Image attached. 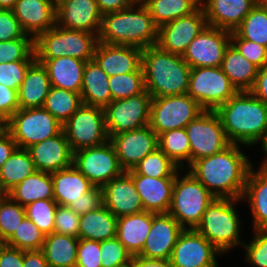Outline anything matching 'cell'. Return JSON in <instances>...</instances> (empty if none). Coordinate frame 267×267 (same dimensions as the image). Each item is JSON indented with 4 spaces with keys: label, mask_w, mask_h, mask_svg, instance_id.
<instances>
[{
    "label": "cell",
    "mask_w": 267,
    "mask_h": 267,
    "mask_svg": "<svg viewBox=\"0 0 267 267\" xmlns=\"http://www.w3.org/2000/svg\"><path fill=\"white\" fill-rule=\"evenodd\" d=\"M240 146L230 144L217 154L194 161L187 170L215 198L241 199L247 175L254 164Z\"/></svg>",
    "instance_id": "cell-1"
},
{
    "label": "cell",
    "mask_w": 267,
    "mask_h": 267,
    "mask_svg": "<svg viewBox=\"0 0 267 267\" xmlns=\"http://www.w3.org/2000/svg\"><path fill=\"white\" fill-rule=\"evenodd\" d=\"M215 111L230 144L262 148L267 142V105L250 91H238Z\"/></svg>",
    "instance_id": "cell-2"
},
{
    "label": "cell",
    "mask_w": 267,
    "mask_h": 267,
    "mask_svg": "<svg viewBox=\"0 0 267 267\" xmlns=\"http://www.w3.org/2000/svg\"><path fill=\"white\" fill-rule=\"evenodd\" d=\"M157 40L158 27L141 0L120 11L103 14L98 42L145 49L157 45Z\"/></svg>",
    "instance_id": "cell-3"
},
{
    "label": "cell",
    "mask_w": 267,
    "mask_h": 267,
    "mask_svg": "<svg viewBox=\"0 0 267 267\" xmlns=\"http://www.w3.org/2000/svg\"><path fill=\"white\" fill-rule=\"evenodd\" d=\"M141 67L145 89L152 97L187 94L191 67L181 55L152 45L143 49Z\"/></svg>",
    "instance_id": "cell-4"
},
{
    "label": "cell",
    "mask_w": 267,
    "mask_h": 267,
    "mask_svg": "<svg viewBox=\"0 0 267 267\" xmlns=\"http://www.w3.org/2000/svg\"><path fill=\"white\" fill-rule=\"evenodd\" d=\"M239 202L242 199L215 198L195 228L223 254L244 243L240 235L242 221L235 206Z\"/></svg>",
    "instance_id": "cell-5"
},
{
    "label": "cell",
    "mask_w": 267,
    "mask_h": 267,
    "mask_svg": "<svg viewBox=\"0 0 267 267\" xmlns=\"http://www.w3.org/2000/svg\"><path fill=\"white\" fill-rule=\"evenodd\" d=\"M98 37L82 30L65 29L57 24L34 39L36 60L72 57L83 61L93 60Z\"/></svg>",
    "instance_id": "cell-6"
},
{
    "label": "cell",
    "mask_w": 267,
    "mask_h": 267,
    "mask_svg": "<svg viewBox=\"0 0 267 267\" xmlns=\"http://www.w3.org/2000/svg\"><path fill=\"white\" fill-rule=\"evenodd\" d=\"M182 170L184 176L180 175ZM184 170L176 174L168 213L184 229H195L215 197L191 172Z\"/></svg>",
    "instance_id": "cell-7"
},
{
    "label": "cell",
    "mask_w": 267,
    "mask_h": 267,
    "mask_svg": "<svg viewBox=\"0 0 267 267\" xmlns=\"http://www.w3.org/2000/svg\"><path fill=\"white\" fill-rule=\"evenodd\" d=\"M62 126L43 107L19 109L7 120V131L23 149L58 135Z\"/></svg>",
    "instance_id": "cell-8"
},
{
    "label": "cell",
    "mask_w": 267,
    "mask_h": 267,
    "mask_svg": "<svg viewBox=\"0 0 267 267\" xmlns=\"http://www.w3.org/2000/svg\"><path fill=\"white\" fill-rule=\"evenodd\" d=\"M62 130L72 152L95 147L109 140L105 125L104 108L82 104L63 124Z\"/></svg>",
    "instance_id": "cell-9"
},
{
    "label": "cell",
    "mask_w": 267,
    "mask_h": 267,
    "mask_svg": "<svg viewBox=\"0 0 267 267\" xmlns=\"http://www.w3.org/2000/svg\"><path fill=\"white\" fill-rule=\"evenodd\" d=\"M203 111L189 94L153 97L149 126L159 136L169 130L185 128Z\"/></svg>",
    "instance_id": "cell-10"
},
{
    "label": "cell",
    "mask_w": 267,
    "mask_h": 267,
    "mask_svg": "<svg viewBox=\"0 0 267 267\" xmlns=\"http://www.w3.org/2000/svg\"><path fill=\"white\" fill-rule=\"evenodd\" d=\"M237 92L221 67L191 68L187 94L204 110H216Z\"/></svg>",
    "instance_id": "cell-11"
},
{
    "label": "cell",
    "mask_w": 267,
    "mask_h": 267,
    "mask_svg": "<svg viewBox=\"0 0 267 267\" xmlns=\"http://www.w3.org/2000/svg\"><path fill=\"white\" fill-rule=\"evenodd\" d=\"M185 129L190 141V165L200 158L217 154L230 145L215 110H204Z\"/></svg>",
    "instance_id": "cell-12"
},
{
    "label": "cell",
    "mask_w": 267,
    "mask_h": 267,
    "mask_svg": "<svg viewBox=\"0 0 267 267\" xmlns=\"http://www.w3.org/2000/svg\"><path fill=\"white\" fill-rule=\"evenodd\" d=\"M152 96L145 90L126 99L113 100L104 108L109 139L118 133L149 125Z\"/></svg>",
    "instance_id": "cell-13"
},
{
    "label": "cell",
    "mask_w": 267,
    "mask_h": 267,
    "mask_svg": "<svg viewBox=\"0 0 267 267\" xmlns=\"http://www.w3.org/2000/svg\"><path fill=\"white\" fill-rule=\"evenodd\" d=\"M73 165L94 186L100 188L125 172L110 140L99 146L75 151Z\"/></svg>",
    "instance_id": "cell-14"
},
{
    "label": "cell",
    "mask_w": 267,
    "mask_h": 267,
    "mask_svg": "<svg viewBox=\"0 0 267 267\" xmlns=\"http://www.w3.org/2000/svg\"><path fill=\"white\" fill-rule=\"evenodd\" d=\"M231 32L207 25L189 44L183 59L191 68L221 67Z\"/></svg>",
    "instance_id": "cell-15"
},
{
    "label": "cell",
    "mask_w": 267,
    "mask_h": 267,
    "mask_svg": "<svg viewBox=\"0 0 267 267\" xmlns=\"http://www.w3.org/2000/svg\"><path fill=\"white\" fill-rule=\"evenodd\" d=\"M224 255L195 229H184L173 248L172 267H213L217 256Z\"/></svg>",
    "instance_id": "cell-16"
},
{
    "label": "cell",
    "mask_w": 267,
    "mask_h": 267,
    "mask_svg": "<svg viewBox=\"0 0 267 267\" xmlns=\"http://www.w3.org/2000/svg\"><path fill=\"white\" fill-rule=\"evenodd\" d=\"M207 26L202 6L158 28L157 45L172 54L183 56L192 40Z\"/></svg>",
    "instance_id": "cell-17"
},
{
    "label": "cell",
    "mask_w": 267,
    "mask_h": 267,
    "mask_svg": "<svg viewBox=\"0 0 267 267\" xmlns=\"http://www.w3.org/2000/svg\"><path fill=\"white\" fill-rule=\"evenodd\" d=\"M109 140L112 142L119 163L125 171L133 169L146 155L158 148V135L149 125L118 133Z\"/></svg>",
    "instance_id": "cell-18"
},
{
    "label": "cell",
    "mask_w": 267,
    "mask_h": 267,
    "mask_svg": "<svg viewBox=\"0 0 267 267\" xmlns=\"http://www.w3.org/2000/svg\"><path fill=\"white\" fill-rule=\"evenodd\" d=\"M184 228L169 213H153L144 247L138 255L146 259L170 260L179 234Z\"/></svg>",
    "instance_id": "cell-19"
},
{
    "label": "cell",
    "mask_w": 267,
    "mask_h": 267,
    "mask_svg": "<svg viewBox=\"0 0 267 267\" xmlns=\"http://www.w3.org/2000/svg\"><path fill=\"white\" fill-rule=\"evenodd\" d=\"M55 12L58 26L99 36L103 14L96 0H65L56 6Z\"/></svg>",
    "instance_id": "cell-20"
},
{
    "label": "cell",
    "mask_w": 267,
    "mask_h": 267,
    "mask_svg": "<svg viewBox=\"0 0 267 267\" xmlns=\"http://www.w3.org/2000/svg\"><path fill=\"white\" fill-rule=\"evenodd\" d=\"M27 150L37 171L51 174L73 165V152L63 130Z\"/></svg>",
    "instance_id": "cell-21"
},
{
    "label": "cell",
    "mask_w": 267,
    "mask_h": 267,
    "mask_svg": "<svg viewBox=\"0 0 267 267\" xmlns=\"http://www.w3.org/2000/svg\"><path fill=\"white\" fill-rule=\"evenodd\" d=\"M104 206L117 218L144 211L132 177L125 171L102 187Z\"/></svg>",
    "instance_id": "cell-22"
},
{
    "label": "cell",
    "mask_w": 267,
    "mask_h": 267,
    "mask_svg": "<svg viewBox=\"0 0 267 267\" xmlns=\"http://www.w3.org/2000/svg\"><path fill=\"white\" fill-rule=\"evenodd\" d=\"M142 51L143 49L135 46L98 42L93 60L110 77L138 71L142 66Z\"/></svg>",
    "instance_id": "cell-23"
},
{
    "label": "cell",
    "mask_w": 267,
    "mask_h": 267,
    "mask_svg": "<svg viewBox=\"0 0 267 267\" xmlns=\"http://www.w3.org/2000/svg\"><path fill=\"white\" fill-rule=\"evenodd\" d=\"M126 172L134 181L144 211L168 213L176 177L153 178L136 174L132 169Z\"/></svg>",
    "instance_id": "cell-24"
},
{
    "label": "cell",
    "mask_w": 267,
    "mask_h": 267,
    "mask_svg": "<svg viewBox=\"0 0 267 267\" xmlns=\"http://www.w3.org/2000/svg\"><path fill=\"white\" fill-rule=\"evenodd\" d=\"M258 0H201L207 25L234 32Z\"/></svg>",
    "instance_id": "cell-25"
},
{
    "label": "cell",
    "mask_w": 267,
    "mask_h": 267,
    "mask_svg": "<svg viewBox=\"0 0 267 267\" xmlns=\"http://www.w3.org/2000/svg\"><path fill=\"white\" fill-rule=\"evenodd\" d=\"M55 10L51 0H17L13 8L23 31L34 39L56 25Z\"/></svg>",
    "instance_id": "cell-26"
},
{
    "label": "cell",
    "mask_w": 267,
    "mask_h": 267,
    "mask_svg": "<svg viewBox=\"0 0 267 267\" xmlns=\"http://www.w3.org/2000/svg\"><path fill=\"white\" fill-rule=\"evenodd\" d=\"M255 164L247 175L242 201L248 202L252 215V229H267V169Z\"/></svg>",
    "instance_id": "cell-27"
},
{
    "label": "cell",
    "mask_w": 267,
    "mask_h": 267,
    "mask_svg": "<svg viewBox=\"0 0 267 267\" xmlns=\"http://www.w3.org/2000/svg\"><path fill=\"white\" fill-rule=\"evenodd\" d=\"M37 61L46 67L51 86L81 92L86 61L67 56Z\"/></svg>",
    "instance_id": "cell-28"
},
{
    "label": "cell",
    "mask_w": 267,
    "mask_h": 267,
    "mask_svg": "<svg viewBox=\"0 0 267 267\" xmlns=\"http://www.w3.org/2000/svg\"><path fill=\"white\" fill-rule=\"evenodd\" d=\"M151 224L152 212L149 211L117 218L116 237L132 257L141 253L151 229Z\"/></svg>",
    "instance_id": "cell-29"
},
{
    "label": "cell",
    "mask_w": 267,
    "mask_h": 267,
    "mask_svg": "<svg viewBox=\"0 0 267 267\" xmlns=\"http://www.w3.org/2000/svg\"><path fill=\"white\" fill-rule=\"evenodd\" d=\"M53 196L58 205L70 206L94 185L74 166L51 173Z\"/></svg>",
    "instance_id": "cell-30"
},
{
    "label": "cell",
    "mask_w": 267,
    "mask_h": 267,
    "mask_svg": "<svg viewBox=\"0 0 267 267\" xmlns=\"http://www.w3.org/2000/svg\"><path fill=\"white\" fill-rule=\"evenodd\" d=\"M50 88L46 67L35 60L29 66L18 91L20 109L42 107Z\"/></svg>",
    "instance_id": "cell-31"
},
{
    "label": "cell",
    "mask_w": 267,
    "mask_h": 267,
    "mask_svg": "<svg viewBox=\"0 0 267 267\" xmlns=\"http://www.w3.org/2000/svg\"><path fill=\"white\" fill-rule=\"evenodd\" d=\"M109 76L94 61H87L81 89L83 104L105 108L111 101Z\"/></svg>",
    "instance_id": "cell-32"
},
{
    "label": "cell",
    "mask_w": 267,
    "mask_h": 267,
    "mask_svg": "<svg viewBox=\"0 0 267 267\" xmlns=\"http://www.w3.org/2000/svg\"><path fill=\"white\" fill-rule=\"evenodd\" d=\"M221 69L237 91H250L258 72V68L231 43L226 48Z\"/></svg>",
    "instance_id": "cell-33"
},
{
    "label": "cell",
    "mask_w": 267,
    "mask_h": 267,
    "mask_svg": "<svg viewBox=\"0 0 267 267\" xmlns=\"http://www.w3.org/2000/svg\"><path fill=\"white\" fill-rule=\"evenodd\" d=\"M117 217L104 205L80 216L79 239L104 241L116 237Z\"/></svg>",
    "instance_id": "cell-34"
},
{
    "label": "cell",
    "mask_w": 267,
    "mask_h": 267,
    "mask_svg": "<svg viewBox=\"0 0 267 267\" xmlns=\"http://www.w3.org/2000/svg\"><path fill=\"white\" fill-rule=\"evenodd\" d=\"M79 238L59 233L45 236L41 251L48 267H75Z\"/></svg>",
    "instance_id": "cell-35"
},
{
    "label": "cell",
    "mask_w": 267,
    "mask_h": 267,
    "mask_svg": "<svg viewBox=\"0 0 267 267\" xmlns=\"http://www.w3.org/2000/svg\"><path fill=\"white\" fill-rule=\"evenodd\" d=\"M7 195L23 207L36 200L54 199L50 173L35 171L12 188Z\"/></svg>",
    "instance_id": "cell-36"
},
{
    "label": "cell",
    "mask_w": 267,
    "mask_h": 267,
    "mask_svg": "<svg viewBox=\"0 0 267 267\" xmlns=\"http://www.w3.org/2000/svg\"><path fill=\"white\" fill-rule=\"evenodd\" d=\"M36 170L27 149L16 148L0 168V189L7 194Z\"/></svg>",
    "instance_id": "cell-37"
},
{
    "label": "cell",
    "mask_w": 267,
    "mask_h": 267,
    "mask_svg": "<svg viewBox=\"0 0 267 267\" xmlns=\"http://www.w3.org/2000/svg\"><path fill=\"white\" fill-rule=\"evenodd\" d=\"M149 9L155 25L160 26L195 12L201 0H141Z\"/></svg>",
    "instance_id": "cell-38"
},
{
    "label": "cell",
    "mask_w": 267,
    "mask_h": 267,
    "mask_svg": "<svg viewBox=\"0 0 267 267\" xmlns=\"http://www.w3.org/2000/svg\"><path fill=\"white\" fill-rule=\"evenodd\" d=\"M158 148L179 168L186 170L190 166V141L185 128L160 134Z\"/></svg>",
    "instance_id": "cell-39"
},
{
    "label": "cell",
    "mask_w": 267,
    "mask_h": 267,
    "mask_svg": "<svg viewBox=\"0 0 267 267\" xmlns=\"http://www.w3.org/2000/svg\"><path fill=\"white\" fill-rule=\"evenodd\" d=\"M82 104L80 93L51 86L42 107L63 125Z\"/></svg>",
    "instance_id": "cell-40"
},
{
    "label": "cell",
    "mask_w": 267,
    "mask_h": 267,
    "mask_svg": "<svg viewBox=\"0 0 267 267\" xmlns=\"http://www.w3.org/2000/svg\"><path fill=\"white\" fill-rule=\"evenodd\" d=\"M235 32L243 39L267 47V11L259 2L245 16Z\"/></svg>",
    "instance_id": "cell-41"
},
{
    "label": "cell",
    "mask_w": 267,
    "mask_h": 267,
    "mask_svg": "<svg viewBox=\"0 0 267 267\" xmlns=\"http://www.w3.org/2000/svg\"><path fill=\"white\" fill-rule=\"evenodd\" d=\"M159 148L146 155L133 167L136 174L153 178L176 177L180 170Z\"/></svg>",
    "instance_id": "cell-42"
},
{
    "label": "cell",
    "mask_w": 267,
    "mask_h": 267,
    "mask_svg": "<svg viewBox=\"0 0 267 267\" xmlns=\"http://www.w3.org/2000/svg\"><path fill=\"white\" fill-rule=\"evenodd\" d=\"M108 82L112 101L126 99L146 90L142 67L135 72L110 76Z\"/></svg>",
    "instance_id": "cell-43"
},
{
    "label": "cell",
    "mask_w": 267,
    "mask_h": 267,
    "mask_svg": "<svg viewBox=\"0 0 267 267\" xmlns=\"http://www.w3.org/2000/svg\"><path fill=\"white\" fill-rule=\"evenodd\" d=\"M26 216L25 207L9 195L0 196V243H5Z\"/></svg>",
    "instance_id": "cell-44"
},
{
    "label": "cell",
    "mask_w": 267,
    "mask_h": 267,
    "mask_svg": "<svg viewBox=\"0 0 267 267\" xmlns=\"http://www.w3.org/2000/svg\"><path fill=\"white\" fill-rule=\"evenodd\" d=\"M45 234L25 216L14 234L4 243L24 251L41 250Z\"/></svg>",
    "instance_id": "cell-45"
},
{
    "label": "cell",
    "mask_w": 267,
    "mask_h": 267,
    "mask_svg": "<svg viewBox=\"0 0 267 267\" xmlns=\"http://www.w3.org/2000/svg\"><path fill=\"white\" fill-rule=\"evenodd\" d=\"M57 202L54 199L36 200L25 206L26 216L46 235L54 232Z\"/></svg>",
    "instance_id": "cell-46"
},
{
    "label": "cell",
    "mask_w": 267,
    "mask_h": 267,
    "mask_svg": "<svg viewBox=\"0 0 267 267\" xmlns=\"http://www.w3.org/2000/svg\"><path fill=\"white\" fill-rule=\"evenodd\" d=\"M19 60H36L34 38L0 41V64Z\"/></svg>",
    "instance_id": "cell-47"
},
{
    "label": "cell",
    "mask_w": 267,
    "mask_h": 267,
    "mask_svg": "<svg viewBox=\"0 0 267 267\" xmlns=\"http://www.w3.org/2000/svg\"><path fill=\"white\" fill-rule=\"evenodd\" d=\"M100 249L102 267H119L132 260V255L117 237L101 241Z\"/></svg>",
    "instance_id": "cell-48"
},
{
    "label": "cell",
    "mask_w": 267,
    "mask_h": 267,
    "mask_svg": "<svg viewBox=\"0 0 267 267\" xmlns=\"http://www.w3.org/2000/svg\"><path fill=\"white\" fill-rule=\"evenodd\" d=\"M249 243H243L245 261L254 267H267V229L252 230Z\"/></svg>",
    "instance_id": "cell-49"
},
{
    "label": "cell",
    "mask_w": 267,
    "mask_h": 267,
    "mask_svg": "<svg viewBox=\"0 0 267 267\" xmlns=\"http://www.w3.org/2000/svg\"><path fill=\"white\" fill-rule=\"evenodd\" d=\"M231 44L258 69L267 65V47L243 39L235 31L231 32Z\"/></svg>",
    "instance_id": "cell-50"
},
{
    "label": "cell",
    "mask_w": 267,
    "mask_h": 267,
    "mask_svg": "<svg viewBox=\"0 0 267 267\" xmlns=\"http://www.w3.org/2000/svg\"><path fill=\"white\" fill-rule=\"evenodd\" d=\"M35 60H19L0 64V83L19 91L29 66Z\"/></svg>",
    "instance_id": "cell-51"
},
{
    "label": "cell",
    "mask_w": 267,
    "mask_h": 267,
    "mask_svg": "<svg viewBox=\"0 0 267 267\" xmlns=\"http://www.w3.org/2000/svg\"><path fill=\"white\" fill-rule=\"evenodd\" d=\"M80 216L68 206L58 205L55 214L54 232L78 237Z\"/></svg>",
    "instance_id": "cell-52"
},
{
    "label": "cell",
    "mask_w": 267,
    "mask_h": 267,
    "mask_svg": "<svg viewBox=\"0 0 267 267\" xmlns=\"http://www.w3.org/2000/svg\"><path fill=\"white\" fill-rule=\"evenodd\" d=\"M100 251L99 241L79 239L75 267H102Z\"/></svg>",
    "instance_id": "cell-53"
},
{
    "label": "cell",
    "mask_w": 267,
    "mask_h": 267,
    "mask_svg": "<svg viewBox=\"0 0 267 267\" xmlns=\"http://www.w3.org/2000/svg\"><path fill=\"white\" fill-rule=\"evenodd\" d=\"M19 38H33L27 35L13 10L0 9V41H11Z\"/></svg>",
    "instance_id": "cell-54"
},
{
    "label": "cell",
    "mask_w": 267,
    "mask_h": 267,
    "mask_svg": "<svg viewBox=\"0 0 267 267\" xmlns=\"http://www.w3.org/2000/svg\"><path fill=\"white\" fill-rule=\"evenodd\" d=\"M104 205L102 188L94 186L89 192L82 195V198L73 202L69 208L79 216L90 211L99 209Z\"/></svg>",
    "instance_id": "cell-55"
},
{
    "label": "cell",
    "mask_w": 267,
    "mask_h": 267,
    "mask_svg": "<svg viewBox=\"0 0 267 267\" xmlns=\"http://www.w3.org/2000/svg\"><path fill=\"white\" fill-rule=\"evenodd\" d=\"M19 109L18 90L8 88L0 83V115L8 120Z\"/></svg>",
    "instance_id": "cell-56"
},
{
    "label": "cell",
    "mask_w": 267,
    "mask_h": 267,
    "mask_svg": "<svg viewBox=\"0 0 267 267\" xmlns=\"http://www.w3.org/2000/svg\"><path fill=\"white\" fill-rule=\"evenodd\" d=\"M0 267H23V250L0 243Z\"/></svg>",
    "instance_id": "cell-57"
},
{
    "label": "cell",
    "mask_w": 267,
    "mask_h": 267,
    "mask_svg": "<svg viewBox=\"0 0 267 267\" xmlns=\"http://www.w3.org/2000/svg\"><path fill=\"white\" fill-rule=\"evenodd\" d=\"M250 92L267 105V65L258 69L255 83Z\"/></svg>",
    "instance_id": "cell-58"
},
{
    "label": "cell",
    "mask_w": 267,
    "mask_h": 267,
    "mask_svg": "<svg viewBox=\"0 0 267 267\" xmlns=\"http://www.w3.org/2000/svg\"><path fill=\"white\" fill-rule=\"evenodd\" d=\"M16 148L17 144L7 130L0 135V168L4 165Z\"/></svg>",
    "instance_id": "cell-59"
},
{
    "label": "cell",
    "mask_w": 267,
    "mask_h": 267,
    "mask_svg": "<svg viewBox=\"0 0 267 267\" xmlns=\"http://www.w3.org/2000/svg\"><path fill=\"white\" fill-rule=\"evenodd\" d=\"M136 0H96L102 14L120 11L130 7Z\"/></svg>",
    "instance_id": "cell-60"
},
{
    "label": "cell",
    "mask_w": 267,
    "mask_h": 267,
    "mask_svg": "<svg viewBox=\"0 0 267 267\" xmlns=\"http://www.w3.org/2000/svg\"><path fill=\"white\" fill-rule=\"evenodd\" d=\"M23 267H48V264L41 250H23Z\"/></svg>",
    "instance_id": "cell-61"
},
{
    "label": "cell",
    "mask_w": 267,
    "mask_h": 267,
    "mask_svg": "<svg viewBox=\"0 0 267 267\" xmlns=\"http://www.w3.org/2000/svg\"><path fill=\"white\" fill-rule=\"evenodd\" d=\"M134 267H172L169 260L146 259L140 256L133 257Z\"/></svg>",
    "instance_id": "cell-62"
},
{
    "label": "cell",
    "mask_w": 267,
    "mask_h": 267,
    "mask_svg": "<svg viewBox=\"0 0 267 267\" xmlns=\"http://www.w3.org/2000/svg\"><path fill=\"white\" fill-rule=\"evenodd\" d=\"M17 0H0V9L13 10Z\"/></svg>",
    "instance_id": "cell-63"
},
{
    "label": "cell",
    "mask_w": 267,
    "mask_h": 267,
    "mask_svg": "<svg viewBox=\"0 0 267 267\" xmlns=\"http://www.w3.org/2000/svg\"><path fill=\"white\" fill-rule=\"evenodd\" d=\"M262 152H264V159H262V162L260 163V165L264 168L267 169V142L265 143V145L261 148Z\"/></svg>",
    "instance_id": "cell-64"
},
{
    "label": "cell",
    "mask_w": 267,
    "mask_h": 267,
    "mask_svg": "<svg viewBox=\"0 0 267 267\" xmlns=\"http://www.w3.org/2000/svg\"><path fill=\"white\" fill-rule=\"evenodd\" d=\"M7 130V120L0 115V135Z\"/></svg>",
    "instance_id": "cell-65"
},
{
    "label": "cell",
    "mask_w": 267,
    "mask_h": 267,
    "mask_svg": "<svg viewBox=\"0 0 267 267\" xmlns=\"http://www.w3.org/2000/svg\"><path fill=\"white\" fill-rule=\"evenodd\" d=\"M262 7L267 11V0H258Z\"/></svg>",
    "instance_id": "cell-66"
},
{
    "label": "cell",
    "mask_w": 267,
    "mask_h": 267,
    "mask_svg": "<svg viewBox=\"0 0 267 267\" xmlns=\"http://www.w3.org/2000/svg\"><path fill=\"white\" fill-rule=\"evenodd\" d=\"M65 0H51L52 4L56 7Z\"/></svg>",
    "instance_id": "cell-67"
},
{
    "label": "cell",
    "mask_w": 267,
    "mask_h": 267,
    "mask_svg": "<svg viewBox=\"0 0 267 267\" xmlns=\"http://www.w3.org/2000/svg\"><path fill=\"white\" fill-rule=\"evenodd\" d=\"M119 267H134V265H133V257H132V260L130 262H128L125 265L119 266Z\"/></svg>",
    "instance_id": "cell-68"
}]
</instances>
